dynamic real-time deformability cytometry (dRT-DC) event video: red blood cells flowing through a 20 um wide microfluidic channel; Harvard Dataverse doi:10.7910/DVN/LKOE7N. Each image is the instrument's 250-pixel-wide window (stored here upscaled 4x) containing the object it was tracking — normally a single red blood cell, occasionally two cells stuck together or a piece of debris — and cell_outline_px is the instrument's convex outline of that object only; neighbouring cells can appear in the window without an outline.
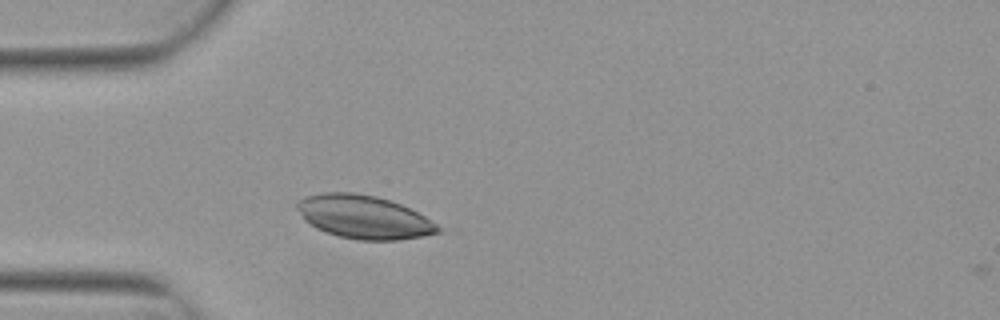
{"species": "Egyptian fruit bat (a non-hibernating species)", "species_latin": "Rousettus aegyptiacus", "temperature_condition": "warm", "stored_images_in_passage": 4, "camera_frame_rate_fps": 3000, "um_per_image_px": 0.085, "animal": {"sex": "female"}, "frame": {"image": 1, "passage_image": 3, "time_ms": 0.667, "image_size_px": [1000, 320], "cell_outline_px": [[444, 228], [440, 232], [420, 236], [396, 240], [360, 240], [340, 236], [324, 232], [316, 228], [304, 220], [296, 208], [296, 200], [304, 196], [324, 192], [352, 192], [376, 196], [400, 204], [424, 216]], "centroid_in_image_um": [30.88, 18.43], "position_along_channel_um": 54.1, "area_um2": 35.55}}